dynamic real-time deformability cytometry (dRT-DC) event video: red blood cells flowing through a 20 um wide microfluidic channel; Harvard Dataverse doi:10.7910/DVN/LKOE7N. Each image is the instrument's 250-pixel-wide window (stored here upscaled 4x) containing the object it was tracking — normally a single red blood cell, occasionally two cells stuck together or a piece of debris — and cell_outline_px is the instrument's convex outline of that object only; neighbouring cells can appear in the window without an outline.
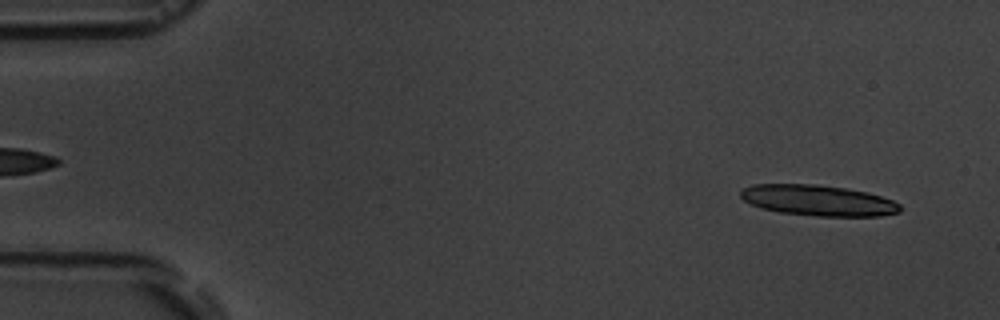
{"species": "common noctule bat (a hibernating species)", "species_latin": "Nyctalus noctula", "temperature_condition": "room temperature", "stored_images_in_passage": 4, "segment_of_instrument_passage": [2, 2], "camera_frame_rate_fps": 3000, "um_per_image_px": 0.085, "animal": {"sex": "male", "body_mass_g": 19.5, "forearm_length_mm": 54.6}, "frame": {"image": 1, "passage_image": 4, "time_ms": 3.667, "image_size_px": [1000, 320], "cell_outline_px": [[900, 212], [880, 216], [816, 216], [780, 212], [760, 208], [744, 200], [740, 196], [740, 192], [744, 188], [752, 184], [816, 184], [848, 188], [868, 192], [892, 200], [900, 204]], "centroid_in_image_um": [69.54, 17.03], "position_along_channel_um": 15.5, "area_um2": 28.67}}